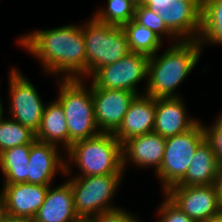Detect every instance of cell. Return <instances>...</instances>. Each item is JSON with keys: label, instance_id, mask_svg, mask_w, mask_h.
I'll use <instances>...</instances> for the list:
<instances>
[{"label": "cell", "instance_id": "cell-1", "mask_svg": "<svg viewBox=\"0 0 222 222\" xmlns=\"http://www.w3.org/2000/svg\"><path fill=\"white\" fill-rule=\"evenodd\" d=\"M18 44L32 54L44 72L61 79L86 80V46L82 25L67 24L22 34Z\"/></svg>", "mask_w": 222, "mask_h": 222}, {"label": "cell", "instance_id": "cell-2", "mask_svg": "<svg viewBox=\"0 0 222 222\" xmlns=\"http://www.w3.org/2000/svg\"><path fill=\"white\" fill-rule=\"evenodd\" d=\"M201 49L198 40H179L163 54L150 56L143 93L154 98L180 97L174 92L197 65Z\"/></svg>", "mask_w": 222, "mask_h": 222}, {"label": "cell", "instance_id": "cell-3", "mask_svg": "<svg viewBox=\"0 0 222 222\" xmlns=\"http://www.w3.org/2000/svg\"><path fill=\"white\" fill-rule=\"evenodd\" d=\"M65 154V158L68 159L65 160L64 176L71 174L70 168H73V163L80 170V174L74 177L123 175L122 144L113 133L101 132L94 137L77 141L65 151Z\"/></svg>", "mask_w": 222, "mask_h": 222}, {"label": "cell", "instance_id": "cell-4", "mask_svg": "<svg viewBox=\"0 0 222 222\" xmlns=\"http://www.w3.org/2000/svg\"><path fill=\"white\" fill-rule=\"evenodd\" d=\"M56 99L63 107L68 127V148L75 142L101 133L96 124L91 85L87 90L84 79H58Z\"/></svg>", "mask_w": 222, "mask_h": 222}, {"label": "cell", "instance_id": "cell-5", "mask_svg": "<svg viewBox=\"0 0 222 222\" xmlns=\"http://www.w3.org/2000/svg\"><path fill=\"white\" fill-rule=\"evenodd\" d=\"M82 27L86 46V78L131 53L122 27L100 22L94 16Z\"/></svg>", "mask_w": 222, "mask_h": 222}, {"label": "cell", "instance_id": "cell-6", "mask_svg": "<svg viewBox=\"0 0 222 222\" xmlns=\"http://www.w3.org/2000/svg\"><path fill=\"white\" fill-rule=\"evenodd\" d=\"M122 175L72 177L70 182L74 208L80 218H91L118 207L112 205Z\"/></svg>", "mask_w": 222, "mask_h": 222}, {"label": "cell", "instance_id": "cell-7", "mask_svg": "<svg viewBox=\"0 0 222 222\" xmlns=\"http://www.w3.org/2000/svg\"><path fill=\"white\" fill-rule=\"evenodd\" d=\"M204 140L203 124L200 121L190 130L166 138L163 160L156 172L163 192L185 176L197 147Z\"/></svg>", "mask_w": 222, "mask_h": 222}, {"label": "cell", "instance_id": "cell-8", "mask_svg": "<svg viewBox=\"0 0 222 222\" xmlns=\"http://www.w3.org/2000/svg\"><path fill=\"white\" fill-rule=\"evenodd\" d=\"M180 40H198L201 29L202 0H143Z\"/></svg>", "mask_w": 222, "mask_h": 222}, {"label": "cell", "instance_id": "cell-9", "mask_svg": "<svg viewBox=\"0 0 222 222\" xmlns=\"http://www.w3.org/2000/svg\"><path fill=\"white\" fill-rule=\"evenodd\" d=\"M9 75L10 118L37 133L46 105L33 83L22 72L13 67Z\"/></svg>", "mask_w": 222, "mask_h": 222}, {"label": "cell", "instance_id": "cell-10", "mask_svg": "<svg viewBox=\"0 0 222 222\" xmlns=\"http://www.w3.org/2000/svg\"><path fill=\"white\" fill-rule=\"evenodd\" d=\"M149 56L131 52L120 60L101 67L90 79L99 88L127 90L135 94L139 82L147 80Z\"/></svg>", "mask_w": 222, "mask_h": 222}, {"label": "cell", "instance_id": "cell-11", "mask_svg": "<svg viewBox=\"0 0 222 222\" xmlns=\"http://www.w3.org/2000/svg\"><path fill=\"white\" fill-rule=\"evenodd\" d=\"M163 194L196 222H208L222 209L215 184L171 186Z\"/></svg>", "mask_w": 222, "mask_h": 222}, {"label": "cell", "instance_id": "cell-12", "mask_svg": "<svg viewBox=\"0 0 222 222\" xmlns=\"http://www.w3.org/2000/svg\"><path fill=\"white\" fill-rule=\"evenodd\" d=\"M96 124L100 132L114 133L121 125L133 98L132 91L103 89L91 83Z\"/></svg>", "mask_w": 222, "mask_h": 222}, {"label": "cell", "instance_id": "cell-13", "mask_svg": "<svg viewBox=\"0 0 222 222\" xmlns=\"http://www.w3.org/2000/svg\"><path fill=\"white\" fill-rule=\"evenodd\" d=\"M62 156L58 146L35 140L29 153L27 183L51 185L56 173L66 174V158Z\"/></svg>", "mask_w": 222, "mask_h": 222}, {"label": "cell", "instance_id": "cell-14", "mask_svg": "<svg viewBox=\"0 0 222 222\" xmlns=\"http://www.w3.org/2000/svg\"><path fill=\"white\" fill-rule=\"evenodd\" d=\"M50 185L30 183L3 184L1 193L4 200L5 214L33 219Z\"/></svg>", "mask_w": 222, "mask_h": 222}, {"label": "cell", "instance_id": "cell-15", "mask_svg": "<svg viewBox=\"0 0 222 222\" xmlns=\"http://www.w3.org/2000/svg\"><path fill=\"white\" fill-rule=\"evenodd\" d=\"M166 138L150 132L125 140L122 143V163L125 170L131 161L139 168L154 167L156 173L162 163Z\"/></svg>", "mask_w": 222, "mask_h": 222}, {"label": "cell", "instance_id": "cell-16", "mask_svg": "<svg viewBox=\"0 0 222 222\" xmlns=\"http://www.w3.org/2000/svg\"><path fill=\"white\" fill-rule=\"evenodd\" d=\"M155 112L156 98L143 92L136 95L114 136L122 144L129 138L153 132Z\"/></svg>", "mask_w": 222, "mask_h": 222}, {"label": "cell", "instance_id": "cell-17", "mask_svg": "<svg viewBox=\"0 0 222 222\" xmlns=\"http://www.w3.org/2000/svg\"><path fill=\"white\" fill-rule=\"evenodd\" d=\"M184 103L181 97L156 98L153 132L168 138L193 128L199 120L187 116Z\"/></svg>", "mask_w": 222, "mask_h": 222}, {"label": "cell", "instance_id": "cell-18", "mask_svg": "<svg viewBox=\"0 0 222 222\" xmlns=\"http://www.w3.org/2000/svg\"><path fill=\"white\" fill-rule=\"evenodd\" d=\"M70 182L49 186L44 203L32 219L33 222H73L78 219Z\"/></svg>", "mask_w": 222, "mask_h": 222}, {"label": "cell", "instance_id": "cell-19", "mask_svg": "<svg viewBox=\"0 0 222 222\" xmlns=\"http://www.w3.org/2000/svg\"><path fill=\"white\" fill-rule=\"evenodd\" d=\"M218 161L210 144L204 140L196 149L185 176L173 186H198L215 184L219 171Z\"/></svg>", "mask_w": 222, "mask_h": 222}, {"label": "cell", "instance_id": "cell-20", "mask_svg": "<svg viewBox=\"0 0 222 222\" xmlns=\"http://www.w3.org/2000/svg\"><path fill=\"white\" fill-rule=\"evenodd\" d=\"M36 140L57 146L62 145L61 151L63 152L68 149V127L65 113L62 105L56 99L45 106L41 125L36 133Z\"/></svg>", "mask_w": 222, "mask_h": 222}, {"label": "cell", "instance_id": "cell-21", "mask_svg": "<svg viewBox=\"0 0 222 222\" xmlns=\"http://www.w3.org/2000/svg\"><path fill=\"white\" fill-rule=\"evenodd\" d=\"M31 145H21L0 153V169L4 184L27 183Z\"/></svg>", "mask_w": 222, "mask_h": 222}, {"label": "cell", "instance_id": "cell-22", "mask_svg": "<svg viewBox=\"0 0 222 222\" xmlns=\"http://www.w3.org/2000/svg\"><path fill=\"white\" fill-rule=\"evenodd\" d=\"M198 42L222 45V0H202L201 29Z\"/></svg>", "mask_w": 222, "mask_h": 222}, {"label": "cell", "instance_id": "cell-23", "mask_svg": "<svg viewBox=\"0 0 222 222\" xmlns=\"http://www.w3.org/2000/svg\"><path fill=\"white\" fill-rule=\"evenodd\" d=\"M131 52L141 53L149 57L158 53L162 39L150 29L139 25L134 19L123 27Z\"/></svg>", "mask_w": 222, "mask_h": 222}, {"label": "cell", "instance_id": "cell-24", "mask_svg": "<svg viewBox=\"0 0 222 222\" xmlns=\"http://www.w3.org/2000/svg\"><path fill=\"white\" fill-rule=\"evenodd\" d=\"M36 140V133L17 121L0 118V153L21 145H31Z\"/></svg>", "mask_w": 222, "mask_h": 222}, {"label": "cell", "instance_id": "cell-25", "mask_svg": "<svg viewBox=\"0 0 222 222\" xmlns=\"http://www.w3.org/2000/svg\"><path fill=\"white\" fill-rule=\"evenodd\" d=\"M106 7L93 15L100 22L123 27L134 19L136 5L129 0H108Z\"/></svg>", "mask_w": 222, "mask_h": 222}, {"label": "cell", "instance_id": "cell-26", "mask_svg": "<svg viewBox=\"0 0 222 222\" xmlns=\"http://www.w3.org/2000/svg\"><path fill=\"white\" fill-rule=\"evenodd\" d=\"M134 20L139 24L154 32L161 39L165 37L178 42L180 39L165 25V22L145 5L136 6ZM164 36V37H163ZM176 40V41H175Z\"/></svg>", "mask_w": 222, "mask_h": 222}, {"label": "cell", "instance_id": "cell-27", "mask_svg": "<svg viewBox=\"0 0 222 222\" xmlns=\"http://www.w3.org/2000/svg\"><path fill=\"white\" fill-rule=\"evenodd\" d=\"M157 222H196L176 206L166 195L157 211Z\"/></svg>", "mask_w": 222, "mask_h": 222}, {"label": "cell", "instance_id": "cell-28", "mask_svg": "<svg viewBox=\"0 0 222 222\" xmlns=\"http://www.w3.org/2000/svg\"><path fill=\"white\" fill-rule=\"evenodd\" d=\"M205 140L210 144L218 161L222 164V114L211 126L203 124Z\"/></svg>", "mask_w": 222, "mask_h": 222}, {"label": "cell", "instance_id": "cell-29", "mask_svg": "<svg viewBox=\"0 0 222 222\" xmlns=\"http://www.w3.org/2000/svg\"><path fill=\"white\" fill-rule=\"evenodd\" d=\"M139 219L125 211L123 208H116L105 211L90 218V222H138Z\"/></svg>", "mask_w": 222, "mask_h": 222}, {"label": "cell", "instance_id": "cell-30", "mask_svg": "<svg viewBox=\"0 0 222 222\" xmlns=\"http://www.w3.org/2000/svg\"><path fill=\"white\" fill-rule=\"evenodd\" d=\"M215 186L217 188L218 201H219L220 206L222 208V164H220L219 171L216 176Z\"/></svg>", "mask_w": 222, "mask_h": 222}, {"label": "cell", "instance_id": "cell-31", "mask_svg": "<svg viewBox=\"0 0 222 222\" xmlns=\"http://www.w3.org/2000/svg\"><path fill=\"white\" fill-rule=\"evenodd\" d=\"M0 222H33L30 218H21L4 214Z\"/></svg>", "mask_w": 222, "mask_h": 222}, {"label": "cell", "instance_id": "cell-32", "mask_svg": "<svg viewBox=\"0 0 222 222\" xmlns=\"http://www.w3.org/2000/svg\"><path fill=\"white\" fill-rule=\"evenodd\" d=\"M208 222H222V209L217 212Z\"/></svg>", "mask_w": 222, "mask_h": 222}, {"label": "cell", "instance_id": "cell-33", "mask_svg": "<svg viewBox=\"0 0 222 222\" xmlns=\"http://www.w3.org/2000/svg\"><path fill=\"white\" fill-rule=\"evenodd\" d=\"M4 214H5L4 200H3V195L0 191V221Z\"/></svg>", "mask_w": 222, "mask_h": 222}, {"label": "cell", "instance_id": "cell-34", "mask_svg": "<svg viewBox=\"0 0 222 222\" xmlns=\"http://www.w3.org/2000/svg\"><path fill=\"white\" fill-rule=\"evenodd\" d=\"M73 222H90V218H78Z\"/></svg>", "mask_w": 222, "mask_h": 222}, {"label": "cell", "instance_id": "cell-35", "mask_svg": "<svg viewBox=\"0 0 222 222\" xmlns=\"http://www.w3.org/2000/svg\"><path fill=\"white\" fill-rule=\"evenodd\" d=\"M129 1H131L136 6L142 5V3H143V0H129Z\"/></svg>", "mask_w": 222, "mask_h": 222}, {"label": "cell", "instance_id": "cell-36", "mask_svg": "<svg viewBox=\"0 0 222 222\" xmlns=\"http://www.w3.org/2000/svg\"><path fill=\"white\" fill-rule=\"evenodd\" d=\"M4 112V107H3V104H2V101L0 99V118L3 116V113Z\"/></svg>", "mask_w": 222, "mask_h": 222}]
</instances>
